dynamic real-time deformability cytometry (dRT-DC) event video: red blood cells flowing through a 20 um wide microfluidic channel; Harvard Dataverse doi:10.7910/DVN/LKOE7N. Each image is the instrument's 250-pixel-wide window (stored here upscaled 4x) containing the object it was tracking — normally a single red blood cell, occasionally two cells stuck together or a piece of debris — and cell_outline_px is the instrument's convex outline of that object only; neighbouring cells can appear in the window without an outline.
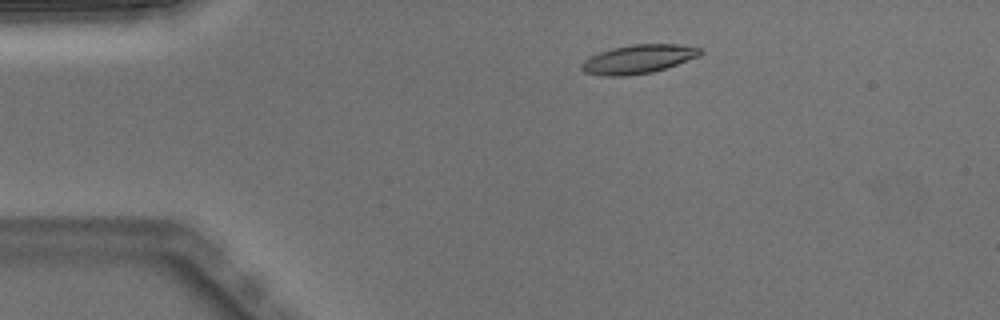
{"species": "Egyptian fruit bat (a non-hibernating species)", "species_latin": "Rousettus aegyptiacus", "temperature_condition": "warm", "stored_images_in_passage": 3, "camera_frame_rate_fps": 3000, "um_per_image_px": 0.085, "animal": {"sex": "male"}, "frame": {"image": 1, "passage_image": 2, "time_ms": 0.333, "image_size_px": [1000, 320], "cell_outline_px": [[704, 52], [700, 56], [652, 72], [628, 76], [604, 76], [584, 72], [580, 68], [580, 64], [588, 56], [612, 48], [632, 44], [676, 44], [700, 48]], "centroid_in_image_um": [54.21, 5.02], "position_along_channel_um": 30.8, "area_um2": 19.94}}